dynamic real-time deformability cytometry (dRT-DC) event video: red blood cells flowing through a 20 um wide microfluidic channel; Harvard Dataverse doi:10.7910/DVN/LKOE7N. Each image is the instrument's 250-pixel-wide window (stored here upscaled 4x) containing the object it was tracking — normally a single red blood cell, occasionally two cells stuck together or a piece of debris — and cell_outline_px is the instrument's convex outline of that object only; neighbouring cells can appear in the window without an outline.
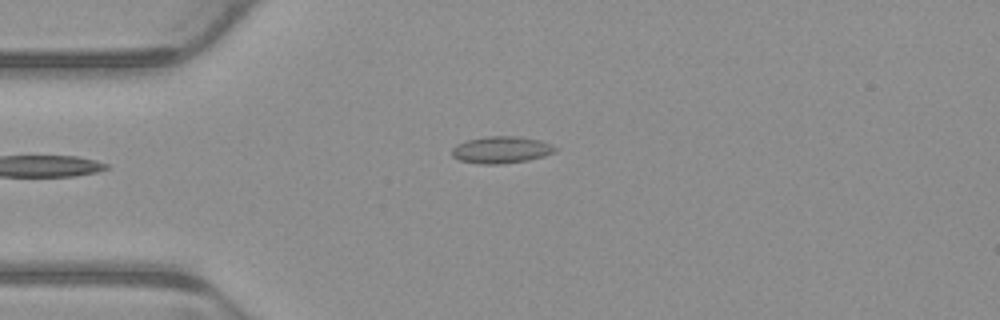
{"species": "common noctule bat (a hibernating species)", "species_latin": "Nyctalus noctula", "temperature_condition": "warm", "stored_images_in_passage": 3, "camera_frame_rate_fps": 3000, "um_per_image_px": 0.085, "animal": {"sex": "male", "body_mass_g": 23.1, "forearm_length_mm": 52.7}, "frame": {"image": 1, "passage_image": 3, "time_ms": 0.667, "image_size_px": [1000, 320], "cell_outline_px": [[560, 148], [544, 156], [528, 160], [500, 164], [480, 164], [460, 160], [452, 156], [452, 148], [456, 144], [468, 140], [484, 136], [520, 136], [540, 140], [552, 144]], "centroid_in_image_um": [42.62, 12.72], "position_along_channel_um": 42.4, "area_um2": 16.3}}